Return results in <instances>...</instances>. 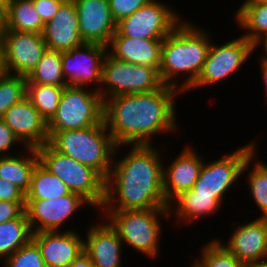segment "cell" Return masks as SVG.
<instances>
[{"instance_id": "obj_1", "label": "cell", "mask_w": 267, "mask_h": 267, "mask_svg": "<svg viewBox=\"0 0 267 267\" xmlns=\"http://www.w3.org/2000/svg\"><path fill=\"white\" fill-rule=\"evenodd\" d=\"M171 86L137 94H122L104 100L103 120L115 144L153 145L152 137L179 130L175 96ZM176 120V121H175Z\"/></svg>"}, {"instance_id": "obj_2", "label": "cell", "mask_w": 267, "mask_h": 267, "mask_svg": "<svg viewBox=\"0 0 267 267\" xmlns=\"http://www.w3.org/2000/svg\"><path fill=\"white\" fill-rule=\"evenodd\" d=\"M153 145H131L113 160L101 211L168 209L163 189L164 162Z\"/></svg>"}, {"instance_id": "obj_3", "label": "cell", "mask_w": 267, "mask_h": 267, "mask_svg": "<svg viewBox=\"0 0 267 267\" xmlns=\"http://www.w3.org/2000/svg\"><path fill=\"white\" fill-rule=\"evenodd\" d=\"M189 21L180 22L164 39L159 76L163 85L182 94L196 82L206 60L212 40L210 34ZM184 79L182 84L178 77ZM186 75V76H185Z\"/></svg>"}, {"instance_id": "obj_4", "label": "cell", "mask_w": 267, "mask_h": 267, "mask_svg": "<svg viewBox=\"0 0 267 267\" xmlns=\"http://www.w3.org/2000/svg\"><path fill=\"white\" fill-rule=\"evenodd\" d=\"M48 135V143L56 151L93 168L105 180L108 178L113 160L120 149L106 128L104 120L92 127L48 132Z\"/></svg>"}, {"instance_id": "obj_5", "label": "cell", "mask_w": 267, "mask_h": 267, "mask_svg": "<svg viewBox=\"0 0 267 267\" xmlns=\"http://www.w3.org/2000/svg\"><path fill=\"white\" fill-rule=\"evenodd\" d=\"M102 221L104 218L116 230L123 246H131L134 250L144 254L148 258L158 257L162 227L160 216L169 217L168 209H146V210H119L100 211ZM105 214V215H104ZM159 217V218H158Z\"/></svg>"}, {"instance_id": "obj_6", "label": "cell", "mask_w": 267, "mask_h": 267, "mask_svg": "<svg viewBox=\"0 0 267 267\" xmlns=\"http://www.w3.org/2000/svg\"><path fill=\"white\" fill-rule=\"evenodd\" d=\"M40 163L69 189L85 199L89 206L102 209L106 180L93 168L56 151L49 143L37 148Z\"/></svg>"}, {"instance_id": "obj_7", "label": "cell", "mask_w": 267, "mask_h": 267, "mask_svg": "<svg viewBox=\"0 0 267 267\" xmlns=\"http://www.w3.org/2000/svg\"><path fill=\"white\" fill-rule=\"evenodd\" d=\"M256 145L253 140L218 160L203 162L199 177L191 189L194 195L215 197L223 203L225 194L250 170Z\"/></svg>"}, {"instance_id": "obj_8", "label": "cell", "mask_w": 267, "mask_h": 267, "mask_svg": "<svg viewBox=\"0 0 267 267\" xmlns=\"http://www.w3.org/2000/svg\"><path fill=\"white\" fill-rule=\"evenodd\" d=\"M88 87H64L57 111L48 122V132L79 130L103 121L104 101L96 89Z\"/></svg>"}, {"instance_id": "obj_9", "label": "cell", "mask_w": 267, "mask_h": 267, "mask_svg": "<svg viewBox=\"0 0 267 267\" xmlns=\"http://www.w3.org/2000/svg\"><path fill=\"white\" fill-rule=\"evenodd\" d=\"M162 86L159 72L155 68L122 61L106 53L98 90L103 101L122 94L152 92Z\"/></svg>"}, {"instance_id": "obj_10", "label": "cell", "mask_w": 267, "mask_h": 267, "mask_svg": "<svg viewBox=\"0 0 267 267\" xmlns=\"http://www.w3.org/2000/svg\"><path fill=\"white\" fill-rule=\"evenodd\" d=\"M254 52L253 44L243 35L215 45L211 42L206 60L196 82L186 91L216 85L238 72ZM242 65V66H241Z\"/></svg>"}, {"instance_id": "obj_11", "label": "cell", "mask_w": 267, "mask_h": 267, "mask_svg": "<svg viewBox=\"0 0 267 267\" xmlns=\"http://www.w3.org/2000/svg\"><path fill=\"white\" fill-rule=\"evenodd\" d=\"M162 3L159 0H151L118 22L117 31L125 37L164 39L184 19H180V15L173 8Z\"/></svg>"}, {"instance_id": "obj_12", "label": "cell", "mask_w": 267, "mask_h": 267, "mask_svg": "<svg viewBox=\"0 0 267 267\" xmlns=\"http://www.w3.org/2000/svg\"><path fill=\"white\" fill-rule=\"evenodd\" d=\"M2 35L5 73L27 78L47 50L42 34L2 30Z\"/></svg>"}, {"instance_id": "obj_13", "label": "cell", "mask_w": 267, "mask_h": 267, "mask_svg": "<svg viewBox=\"0 0 267 267\" xmlns=\"http://www.w3.org/2000/svg\"><path fill=\"white\" fill-rule=\"evenodd\" d=\"M108 47L96 43H84L72 50L61 52L62 70L68 86L87 87L96 85L100 89L102 64ZM91 83V84H90Z\"/></svg>"}, {"instance_id": "obj_14", "label": "cell", "mask_w": 267, "mask_h": 267, "mask_svg": "<svg viewBox=\"0 0 267 267\" xmlns=\"http://www.w3.org/2000/svg\"><path fill=\"white\" fill-rule=\"evenodd\" d=\"M89 203L76 193L53 198L26 200V214L32 233L40 231H61L66 221L76 210Z\"/></svg>"}, {"instance_id": "obj_15", "label": "cell", "mask_w": 267, "mask_h": 267, "mask_svg": "<svg viewBox=\"0 0 267 267\" xmlns=\"http://www.w3.org/2000/svg\"><path fill=\"white\" fill-rule=\"evenodd\" d=\"M226 243L218 240L232 255L246 267L267 262V218H256L233 227ZM235 228V229H234Z\"/></svg>"}, {"instance_id": "obj_16", "label": "cell", "mask_w": 267, "mask_h": 267, "mask_svg": "<svg viewBox=\"0 0 267 267\" xmlns=\"http://www.w3.org/2000/svg\"><path fill=\"white\" fill-rule=\"evenodd\" d=\"M79 33L85 43L107 46L117 31L108 0H73Z\"/></svg>"}, {"instance_id": "obj_17", "label": "cell", "mask_w": 267, "mask_h": 267, "mask_svg": "<svg viewBox=\"0 0 267 267\" xmlns=\"http://www.w3.org/2000/svg\"><path fill=\"white\" fill-rule=\"evenodd\" d=\"M25 148H38L49 142L48 123L26 96L12 105L1 118Z\"/></svg>"}, {"instance_id": "obj_18", "label": "cell", "mask_w": 267, "mask_h": 267, "mask_svg": "<svg viewBox=\"0 0 267 267\" xmlns=\"http://www.w3.org/2000/svg\"><path fill=\"white\" fill-rule=\"evenodd\" d=\"M46 267H68L84 252V238L76 230L32 233Z\"/></svg>"}, {"instance_id": "obj_19", "label": "cell", "mask_w": 267, "mask_h": 267, "mask_svg": "<svg viewBox=\"0 0 267 267\" xmlns=\"http://www.w3.org/2000/svg\"><path fill=\"white\" fill-rule=\"evenodd\" d=\"M43 40L48 50L66 52L83 45L78 14L73 0H65L52 20L44 25Z\"/></svg>"}, {"instance_id": "obj_20", "label": "cell", "mask_w": 267, "mask_h": 267, "mask_svg": "<svg viewBox=\"0 0 267 267\" xmlns=\"http://www.w3.org/2000/svg\"><path fill=\"white\" fill-rule=\"evenodd\" d=\"M92 224L84 238V252L94 267H123L121 254L123 242L110 223Z\"/></svg>"}, {"instance_id": "obj_21", "label": "cell", "mask_w": 267, "mask_h": 267, "mask_svg": "<svg viewBox=\"0 0 267 267\" xmlns=\"http://www.w3.org/2000/svg\"><path fill=\"white\" fill-rule=\"evenodd\" d=\"M193 149L184 147L167 168L163 166V189L168 204L180 193L191 190L199 177L204 161Z\"/></svg>"}, {"instance_id": "obj_22", "label": "cell", "mask_w": 267, "mask_h": 267, "mask_svg": "<svg viewBox=\"0 0 267 267\" xmlns=\"http://www.w3.org/2000/svg\"><path fill=\"white\" fill-rule=\"evenodd\" d=\"M163 39H141L122 36L118 31L107 45V52L116 59L148 66L159 71Z\"/></svg>"}, {"instance_id": "obj_23", "label": "cell", "mask_w": 267, "mask_h": 267, "mask_svg": "<svg viewBox=\"0 0 267 267\" xmlns=\"http://www.w3.org/2000/svg\"><path fill=\"white\" fill-rule=\"evenodd\" d=\"M174 202V203H172ZM176 205V206H175ZM221 208V202L211 196L194 195L192 190H187L176 196L169 203V213L176 215L177 224L181 222L190 223L200 219L201 216H213ZM174 211V212H172ZM178 220V221H177Z\"/></svg>"}, {"instance_id": "obj_24", "label": "cell", "mask_w": 267, "mask_h": 267, "mask_svg": "<svg viewBox=\"0 0 267 267\" xmlns=\"http://www.w3.org/2000/svg\"><path fill=\"white\" fill-rule=\"evenodd\" d=\"M24 149L29 152V155L27 153L26 156H21L20 153H17V156L0 157V177L15 184L26 194L30 187L33 171L40 159L36 148Z\"/></svg>"}, {"instance_id": "obj_25", "label": "cell", "mask_w": 267, "mask_h": 267, "mask_svg": "<svg viewBox=\"0 0 267 267\" xmlns=\"http://www.w3.org/2000/svg\"><path fill=\"white\" fill-rule=\"evenodd\" d=\"M44 25L33 0H12L5 5L2 30L42 34Z\"/></svg>"}, {"instance_id": "obj_26", "label": "cell", "mask_w": 267, "mask_h": 267, "mask_svg": "<svg viewBox=\"0 0 267 267\" xmlns=\"http://www.w3.org/2000/svg\"><path fill=\"white\" fill-rule=\"evenodd\" d=\"M70 193L67 186L39 162L33 171L25 200L53 199Z\"/></svg>"}, {"instance_id": "obj_27", "label": "cell", "mask_w": 267, "mask_h": 267, "mask_svg": "<svg viewBox=\"0 0 267 267\" xmlns=\"http://www.w3.org/2000/svg\"><path fill=\"white\" fill-rule=\"evenodd\" d=\"M32 238L26 211L18 218L0 223V260H5Z\"/></svg>"}, {"instance_id": "obj_28", "label": "cell", "mask_w": 267, "mask_h": 267, "mask_svg": "<svg viewBox=\"0 0 267 267\" xmlns=\"http://www.w3.org/2000/svg\"><path fill=\"white\" fill-rule=\"evenodd\" d=\"M236 22L243 30V36L253 45L267 33V1L255 2L244 6L235 14Z\"/></svg>"}, {"instance_id": "obj_29", "label": "cell", "mask_w": 267, "mask_h": 267, "mask_svg": "<svg viewBox=\"0 0 267 267\" xmlns=\"http://www.w3.org/2000/svg\"><path fill=\"white\" fill-rule=\"evenodd\" d=\"M27 84L67 86L62 70L61 52L47 49L36 68L27 77Z\"/></svg>"}, {"instance_id": "obj_30", "label": "cell", "mask_w": 267, "mask_h": 267, "mask_svg": "<svg viewBox=\"0 0 267 267\" xmlns=\"http://www.w3.org/2000/svg\"><path fill=\"white\" fill-rule=\"evenodd\" d=\"M65 86L27 84V97L47 121L55 115Z\"/></svg>"}, {"instance_id": "obj_31", "label": "cell", "mask_w": 267, "mask_h": 267, "mask_svg": "<svg viewBox=\"0 0 267 267\" xmlns=\"http://www.w3.org/2000/svg\"><path fill=\"white\" fill-rule=\"evenodd\" d=\"M203 246L201 248V258L195 259L190 267H246L218 239H211Z\"/></svg>"}, {"instance_id": "obj_32", "label": "cell", "mask_w": 267, "mask_h": 267, "mask_svg": "<svg viewBox=\"0 0 267 267\" xmlns=\"http://www.w3.org/2000/svg\"><path fill=\"white\" fill-rule=\"evenodd\" d=\"M27 95V78L19 75L0 74V119L15 103Z\"/></svg>"}, {"instance_id": "obj_33", "label": "cell", "mask_w": 267, "mask_h": 267, "mask_svg": "<svg viewBox=\"0 0 267 267\" xmlns=\"http://www.w3.org/2000/svg\"><path fill=\"white\" fill-rule=\"evenodd\" d=\"M256 151L253 152L254 166L247 173V183L250 188V194L256 206L261 210L260 217L267 218V164L259 160L255 161ZM255 156V157H254Z\"/></svg>"}, {"instance_id": "obj_34", "label": "cell", "mask_w": 267, "mask_h": 267, "mask_svg": "<svg viewBox=\"0 0 267 267\" xmlns=\"http://www.w3.org/2000/svg\"><path fill=\"white\" fill-rule=\"evenodd\" d=\"M3 267H46L37 243L31 238L3 262Z\"/></svg>"}, {"instance_id": "obj_35", "label": "cell", "mask_w": 267, "mask_h": 267, "mask_svg": "<svg viewBox=\"0 0 267 267\" xmlns=\"http://www.w3.org/2000/svg\"><path fill=\"white\" fill-rule=\"evenodd\" d=\"M112 17L116 23L132 15L151 0H108Z\"/></svg>"}, {"instance_id": "obj_36", "label": "cell", "mask_w": 267, "mask_h": 267, "mask_svg": "<svg viewBox=\"0 0 267 267\" xmlns=\"http://www.w3.org/2000/svg\"><path fill=\"white\" fill-rule=\"evenodd\" d=\"M21 145L20 140L15 136L10 127L0 119V157L11 156L14 145Z\"/></svg>"}, {"instance_id": "obj_37", "label": "cell", "mask_w": 267, "mask_h": 267, "mask_svg": "<svg viewBox=\"0 0 267 267\" xmlns=\"http://www.w3.org/2000/svg\"><path fill=\"white\" fill-rule=\"evenodd\" d=\"M26 202L0 201V223L20 217L26 210Z\"/></svg>"}, {"instance_id": "obj_38", "label": "cell", "mask_w": 267, "mask_h": 267, "mask_svg": "<svg viewBox=\"0 0 267 267\" xmlns=\"http://www.w3.org/2000/svg\"><path fill=\"white\" fill-rule=\"evenodd\" d=\"M0 201L26 202L25 193L15 184L0 177Z\"/></svg>"}, {"instance_id": "obj_39", "label": "cell", "mask_w": 267, "mask_h": 267, "mask_svg": "<svg viewBox=\"0 0 267 267\" xmlns=\"http://www.w3.org/2000/svg\"><path fill=\"white\" fill-rule=\"evenodd\" d=\"M38 14L44 23L53 19L65 0H33Z\"/></svg>"}, {"instance_id": "obj_40", "label": "cell", "mask_w": 267, "mask_h": 267, "mask_svg": "<svg viewBox=\"0 0 267 267\" xmlns=\"http://www.w3.org/2000/svg\"><path fill=\"white\" fill-rule=\"evenodd\" d=\"M68 267H94V265L89 256L83 252Z\"/></svg>"}, {"instance_id": "obj_41", "label": "cell", "mask_w": 267, "mask_h": 267, "mask_svg": "<svg viewBox=\"0 0 267 267\" xmlns=\"http://www.w3.org/2000/svg\"><path fill=\"white\" fill-rule=\"evenodd\" d=\"M260 59V69L262 70L261 71V73H262V79H263V83H264V86H265V88H264V90L266 91V100H267V59L266 58H263V57H259ZM266 103H267V101H266Z\"/></svg>"}, {"instance_id": "obj_42", "label": "cell", "mask_w": 267, "mask_h": 267, "mask_svg": "<svg viewBox=\"0 0 267 267\" xmlns=\"http://www.w3.org/2000/svg\"><path fill=\"white\" fill-rule=\"evenodd\" d=\"M263 44V49H264V55L262 54L261 57L266 58L267 59V33H265L264 35H262L253 45L254 46V51H256L257 46L259 48L260 44Z\"/></svg>"}, {"instance_id": "obj_43", "label": "cell", "mask_w": 267, "mask_h": 267, "mask_svg": "<svg viewBox=\"0 0 267 267\" xmlns=\"http://www.w3.org/2000/svg\"><path fill=\"white\" fill-rule=\"evenodd\" d=\"M3 73H5L4 54H3V35H2V30H0V74Z\"/></svg>"}, {"instance_id": "obj_44", "label": "cell", "mask_w": 267, "mask_h": 267, "mask_svg": "<svg viewBox=\"0 0 267 267\" xmlns=\"http://www.w3.org/2000/svg\"><path fill=\"white\" fill-rule=\"evenodd\" d=\"M4 12H5V6L0 3V30L4 27Z\"/></svg>"}, {"instance_id": "obj_45", "label": "cell", "mask_w": 267, "mask_h": 267, "mask_svg": "<svg viewBox=\"0 0 267 267\" xmlns=\"http://www.w3.org/2000/svg\"><path fill=\"white\" fill-rule=\"evenodd\" d=\"M263 1H267V0H245L241 6H239L238 10L235 11L236 14L246 5L251 4V3H255V2H263Z\"/></svg>"}, {"instance_id": "obj_46", "label": "cell", "mask_w": 267, "mask_h": 267, "mask_svg": "<svg viewBox=\"0 0 267 267\" xmlns=\"http://www.w3.org/2000/svg\"><path fill=\"white\" fill-rule=\"evenodd\" d=\"M254 267H267V262H263L259 265L254 266Z\"/></svg>"}, {"instance_id": "obj_47", "label": "cell", "mask_w": 267, "mask_h": 267, "mask_svg": "<svg viewBox=\"0 0 267 267\" xmlns=\"http://www.w3.org/2000/svg\"><path fill=\"white\" fill-rule=\"evenodd\" d=\"M9 2V0H0V3H2L4 6Z\"/></svg>"}]
</instances>
